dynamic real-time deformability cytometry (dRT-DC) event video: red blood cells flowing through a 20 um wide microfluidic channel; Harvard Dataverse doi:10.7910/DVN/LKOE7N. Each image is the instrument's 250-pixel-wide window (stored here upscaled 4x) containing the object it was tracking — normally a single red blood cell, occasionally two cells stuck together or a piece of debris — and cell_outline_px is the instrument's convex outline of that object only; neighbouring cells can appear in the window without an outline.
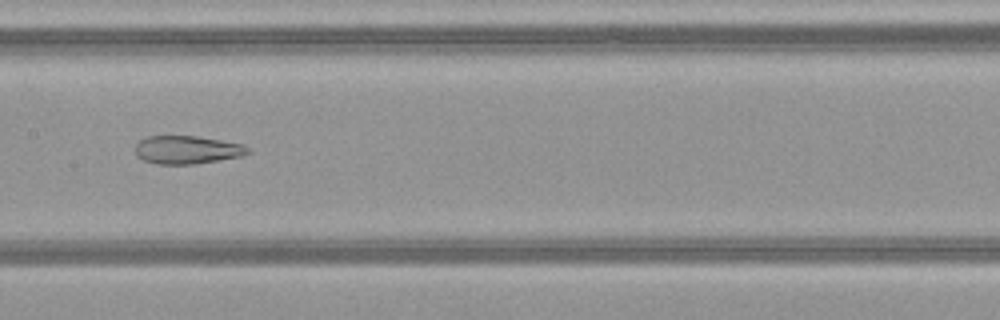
{"species": "common noctule bat (a hibernating species)", "species_latin": "Nyctalus noctula", "temperature_condition": "warm", "stored_images_in_passage": 50, "camera_frame_rate_fps": 3000, "um_per_image_px": 0.085, "animal": {"sex": "female", "body_mass_g": 21.9}, "frame": {"image": 1, "passage_image": 26, "time_ms": 8.333, "image_size_px": [1000, 320], "cell_outline_px": [[252, 152], [244, 156], [220, 160], [192, 164], [156, 164], [144, 160], [136, 156], [136, 144], [140, 140], [148, 136], [196, 136], [244, 144]], "centroid_in_image_um": [15.93, 12.74], "position_along_channel_um": 191.5, "area_um2": 18.55}}
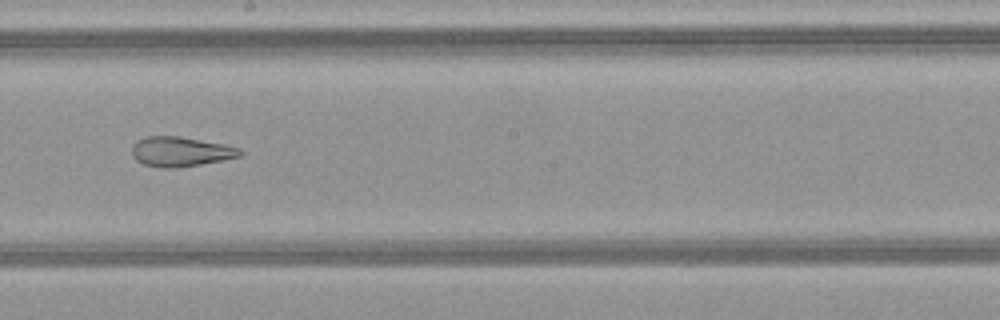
{"frame": {"image": 2, "passage_image": 29, "time_ms": 9.333, "image_size_px": [1000, 320], "cell_outline_px": [[244, 152], [240, 156], [200, 164], [176, 168], [160, 168], [144, 164], [136, 160], [132, 156], [132, 144], [136, 140], [144, 136], [180, 136], [224, 144], [240, 148]], "centroid_in_image_um": [15.31, 12.88], "position_along_channel_um": 232.9, "area_um2": 18.84}}
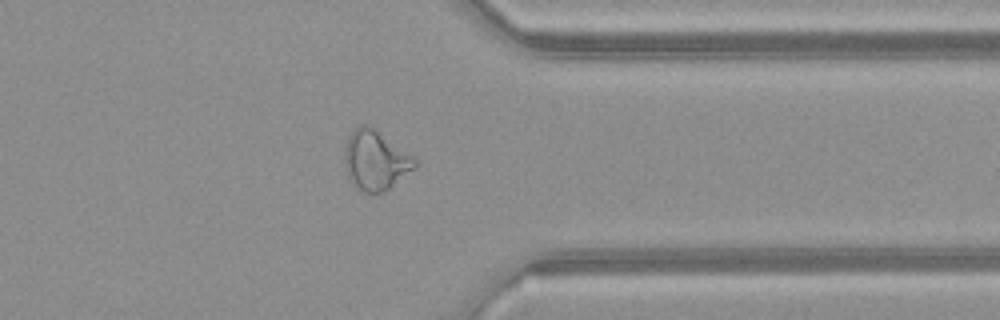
{"frame": {"image": 3, "passage_image": 40, "time_ms": 13.0, "image_size_px": [1000, 320], "cell_outline_px": [[416, 168], [384, 192], [364, 192], [356, 188], [352, 184], [348, 176], [344, 164], [344, 148], [348, 136], [360, 124], [364, 124], [376, 128], [412, 156], [416, 160]], "centroid_in_image_um": [31.89, 13.62], "position_along_channel_um": 379.5, "area_um2": 24.45}, "authors_computed_cell_mechanics": {"area_um2": 26.3279, "velocity_mm_per_s": 4.1399, "shape_relaxation_time_tau1_ms": null, "shape_relaxation_time_tau2_ms": 2.9287, "deformation_change_tau1": null, "deformation_change_tau2": 0.1287}}